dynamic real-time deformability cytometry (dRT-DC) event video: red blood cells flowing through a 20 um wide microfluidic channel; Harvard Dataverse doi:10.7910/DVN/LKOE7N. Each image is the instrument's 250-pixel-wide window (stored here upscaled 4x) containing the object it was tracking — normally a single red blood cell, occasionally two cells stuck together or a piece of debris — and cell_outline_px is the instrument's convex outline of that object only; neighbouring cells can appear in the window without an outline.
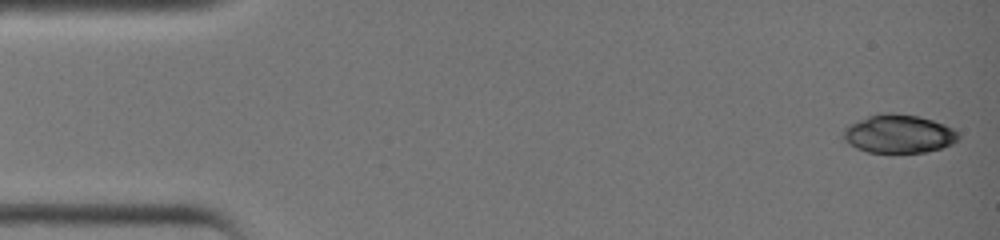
{"species": "common noctule bat (a hibernating species)", "species_latin": "Nyctalus noctula", "temperature_condition": "warm", "stored_images_in_passage": 33, "camera_frame_rate_fps": 3000, "um_per_image_px": 0.085, "animal": {"sex": "female", "body_mass_g": 19.0, "forearm_length_mm": 51.5}, "frame": {"image": 1, "passage_image": 1, "time_ms": 0.0, "image_size_px": [1000, 240], "cell_outline_px": [[960, 136], [952, 144], [940, 148], [924, 152], [868, 152], [856, 148], [844, 140], [844, 128], [848, 124], [868, 116], [880, 112], [892, 112], [920, 116], [944, 124], [952, 128]], "centroid_in_image_um": [76.37, 11.36], "position_along_channel_um": 8.6, "area_um2": 25.72}}
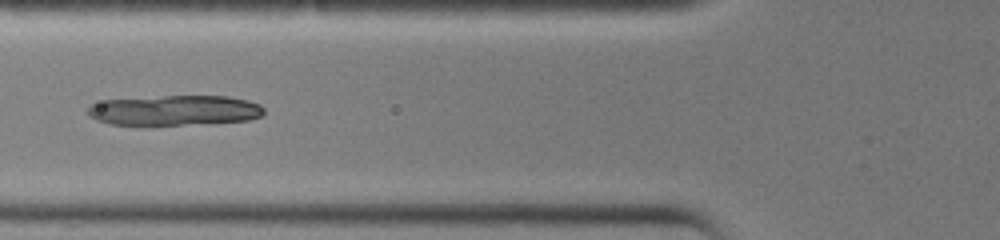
{"frame": {"image": 2, "passage_image": 15, "time_ms": 4.667, "image_size_px": [1000, 240], "cell_outline_px": [[264, 112], [260, 116], [248, 120], [180, 124], [108, 124], [96, 120], [88, 116], [88, 108], [92, 104], [104, 100], [164, 96], [228, 96], [248, 100], [260, 104], [264, 108]], "centroid_in_image_um": [14.83, 9.36], "position_along_channel_um": 111.0, "area_um2": 30.52}}
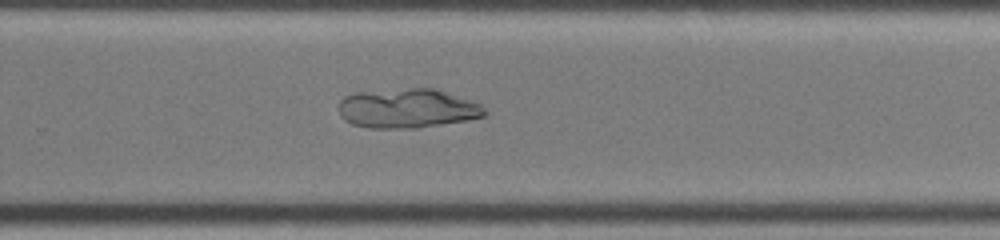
{"frame": {"image": 3, "passage_image": 26, "time_ms": 8.333, "image_size_px": [1000, 240], "cell_outline_px": [[488, 112], [484, 116], [468, 120], [420, 128], [368, 128], [352, 124], [344, 120], [340, 116], [340, 100], [344, 96], [356, 92], [412, 88], [432, 88], [480, 104]], "centroid_in_image_um": [34.6, 9.23], "position_along_channel_um": 295.2, "area_um2": 33.41}}